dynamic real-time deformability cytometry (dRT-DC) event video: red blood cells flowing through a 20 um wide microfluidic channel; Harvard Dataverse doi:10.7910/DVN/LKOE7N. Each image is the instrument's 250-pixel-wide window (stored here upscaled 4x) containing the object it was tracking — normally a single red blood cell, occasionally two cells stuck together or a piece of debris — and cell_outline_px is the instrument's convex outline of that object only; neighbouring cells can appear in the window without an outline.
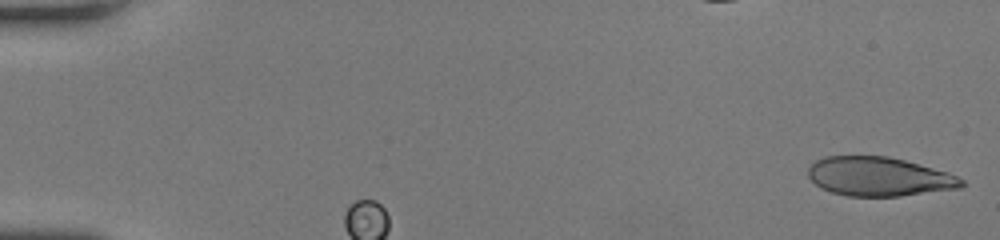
{"species": "human", "species_latin": "Homo sapiens", "temperature_condition": "room temperature", "stored_images_in_passage": 28, "camera_frame_rate_fps": 3000, "um_per_image_px": 0.085, "donor": {"sex": "female"}, "frame": {"image": 1, "passage_image": 1, "time_ms": 0.0, "image_size_px": [1000, 240], "cell_outline_px": [[964, 184], [960, 188], [900, 196], [848, 196], [832, 192], [820, 188], [808, 176], [808, 168], [816, 160], [824, 156], [888, 156], [904, 160], [948, 172], [964, 180]], "centroid_in_image_um": [74.7, 15.01], "position_along_channel_um": 10.3, "area_um2": 34.8}}